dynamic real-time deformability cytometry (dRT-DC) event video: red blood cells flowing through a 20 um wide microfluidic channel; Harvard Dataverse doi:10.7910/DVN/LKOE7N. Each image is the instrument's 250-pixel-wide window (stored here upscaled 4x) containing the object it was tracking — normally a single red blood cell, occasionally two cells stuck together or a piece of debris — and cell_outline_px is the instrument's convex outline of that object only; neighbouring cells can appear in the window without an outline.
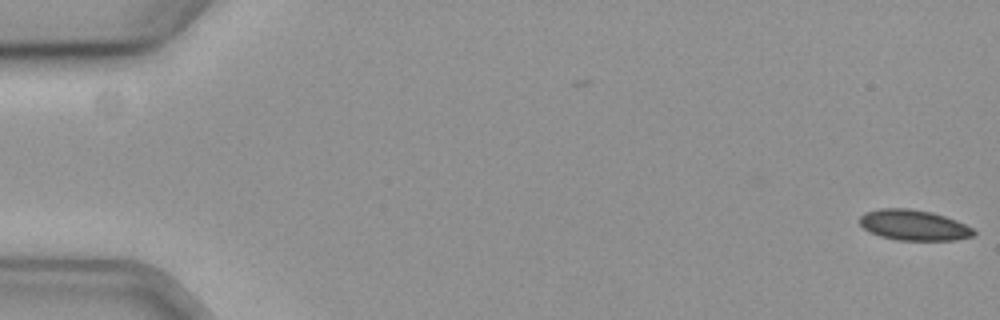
{"species": "common noctule bat (a hibernating species)", "species_latin": "Nyctalus noctula", "temperature_condition": "cold", "stored_images_in_passage": 2, "camera_frame_rate_fps": 3000, "um_per_image_px": 0.085, "animal": {"sex": "female", "body_mass_g": 19.3, "forearm_length_mm": 54.1}, "frame": {"image": 1, "passage_image": 2, "time_ms": 0.333, "image_size_px": [1000, 320], "cell_outline_px": [[976, 232], [972, 236], [956, 240], [896, 240], [880, 236], [864, 228], [860, 224], [860, 216], [864, 212], [880, 208], [908, 208], [932, 212], [956, 220], [972, 228]], "centroid_in_image_um": [77.66, 19.13], "position_along_channel_um": 7.3, "area_um2": 20.23}}